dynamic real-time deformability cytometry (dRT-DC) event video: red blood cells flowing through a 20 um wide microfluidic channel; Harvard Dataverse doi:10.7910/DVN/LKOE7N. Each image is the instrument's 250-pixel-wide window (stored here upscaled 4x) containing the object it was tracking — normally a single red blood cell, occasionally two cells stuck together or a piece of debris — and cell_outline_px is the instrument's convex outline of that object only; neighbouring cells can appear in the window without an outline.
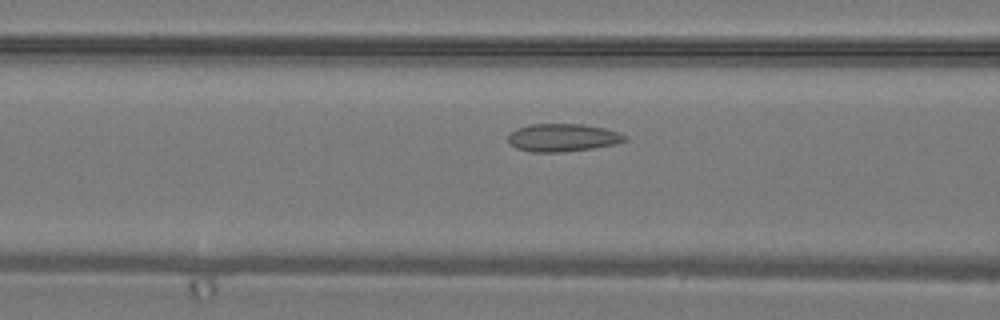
{"species": "common noctule bat (a hibernating species)", "species_latin": "Nyctalus noctula", "temperature_condition": "warm", "stored_images_in_passage": 37, "camera_frame_rate_fps": 3000, "um_per_image_px": 0.085, "animal": {"sex": "male", "body_mass_g": 19.2, "forearm_length_mm": 51.8}, "frame": {"image": 1, "passage_image": 14, "time_ms": 4.333, "image_size_px": [1000, 320], "cell_outline_px": [[628, 140], [616, 144], [592, 148], [564, 152], [532, 152], [516, 148], [508, 144], [508, 136], [516, 128], [532, 124], [580, 124], [604, 128], [628, 136]], "centroid_in_image_um": [47.82, 11.7], "position_along_channel_um": 118.8, "area_um2": 18.96}}
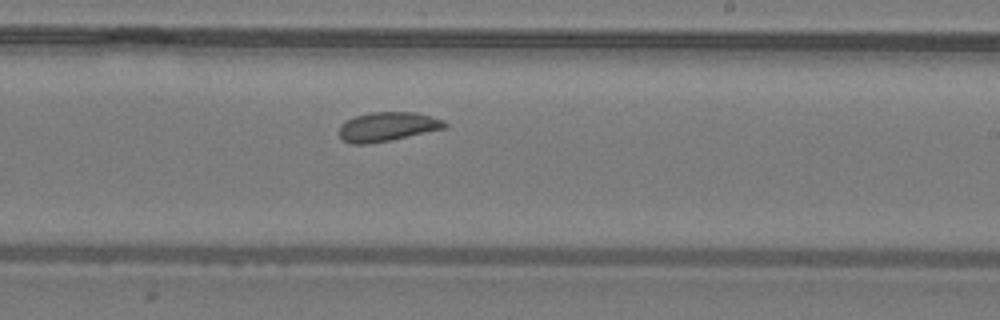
{"frame": {"image": 2, "passage_image": 22, "time_ms": 7.0, "image_size_px": [1000, 320], "cell_outline_px": [[448, 128], [392, 140], [368, 144], [352, 144], [344, 140], [340, 136], [340, 124], [356, 116], [368, 112], [416, 112], [432, 116], [444, 120], [448, 124]], "centroid_in_image_um": [32.99, 10.77], "position_along_channel_um": 256.0, "area_um2": 18.15}}
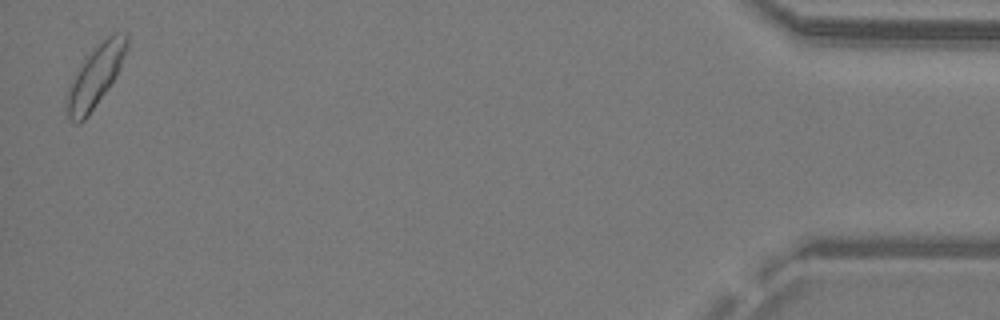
{"frame": {"image": 3, "passage_image": 37, "time_ms": 12.0, "image_size_px": [1000, 320], "cell_outline_px": [[128, 48], [120, 68], [116, 76], [88, 116], [80, 124], [76, 124], [68, 116], [64, 108], [64, 100], [68, 88], [80, 64], [92, 48], [100, 40], [112, 32], [128, 32]], "centroid_in_image_um": [8.1, 6.43], "position_along_channel_um": 427.1, "area_um2": 22.02}}